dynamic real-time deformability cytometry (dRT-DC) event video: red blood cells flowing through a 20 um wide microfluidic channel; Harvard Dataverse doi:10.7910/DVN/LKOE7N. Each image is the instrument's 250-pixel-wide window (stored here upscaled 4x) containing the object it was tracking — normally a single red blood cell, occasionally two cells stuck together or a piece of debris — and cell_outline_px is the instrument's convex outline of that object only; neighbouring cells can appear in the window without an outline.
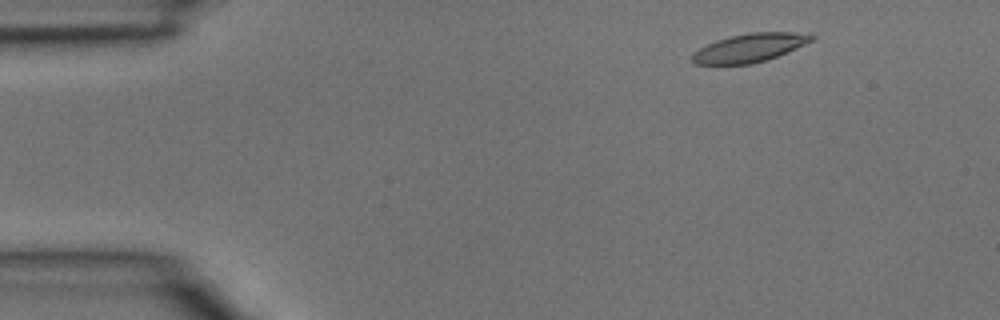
{"species": "common noctule bat (a hibernating species)", "species_latin": "Nyctalus noctula", "temperature_condition": "room temperature", "stored_images_in_passage": 3, "camera_frame_rate_fps": 3000, "um_per_image_px": 0.085, "animal": {"sex": "male", "body_mass_g": 15.6}, "frame": {"image": 1, "passage_image": 1, "time_ms": 0.0, "image_size_px": [1000, 320], "cell_outline_px": [[816, 36], [812, 40], [796, 48], [768, 60], [752, 64], [696, 64], [692, 60], [692, 52], [716, 40], [728, 36], [752, 32], [792, 32]], "centroid_in_image_um": [63.69, 4.07], "position_along_channel_um": 21.3, "area_um2": 19.65}}
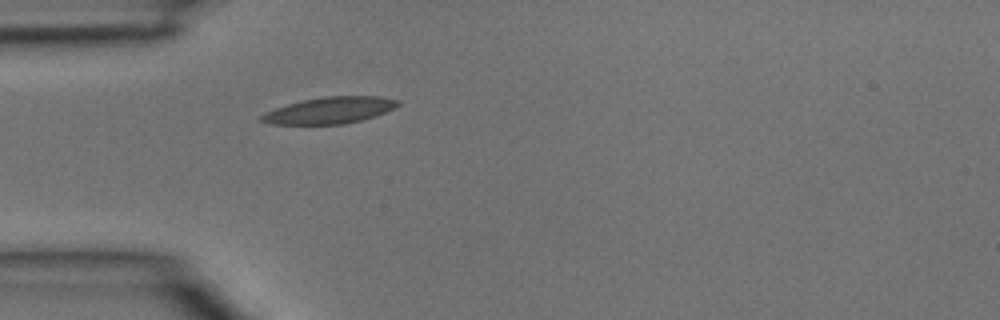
{"frame": {"image": 2, "passage_image": 3, "time_ms": 0.667, "image_size_px": [1000, 320], "cell_outline_px": [[400, 104], [376, 116], [344, 124], [272, 124], [260, 120], [260, 116], [264, 112], [288, 104], [304, 100], [324, 96], [380, 96], [400, 100]], "centroid_in_image_um": [28.03, 9.37], "position_along_channel_um": 57.0, "area_um2": 20.92}}